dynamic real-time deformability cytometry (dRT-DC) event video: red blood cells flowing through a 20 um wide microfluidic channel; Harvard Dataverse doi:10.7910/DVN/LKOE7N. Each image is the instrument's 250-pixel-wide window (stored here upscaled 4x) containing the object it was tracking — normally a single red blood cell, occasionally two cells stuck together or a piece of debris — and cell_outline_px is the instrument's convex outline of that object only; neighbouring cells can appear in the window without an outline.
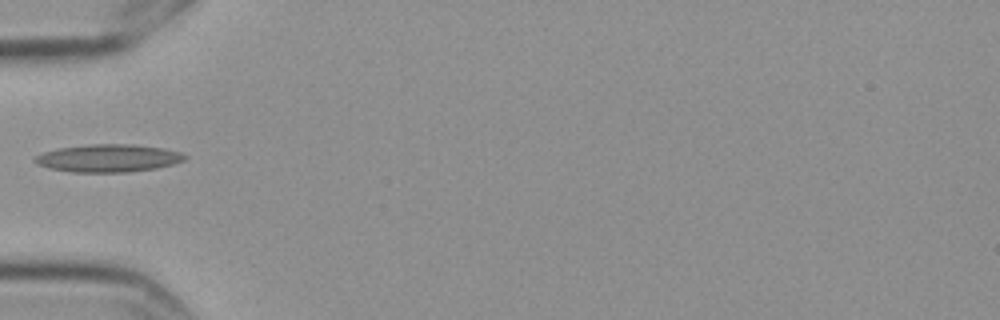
{"species": "Egyptian fruit bat (a non-hibernating species)", "species_latin": "Rousettus aegyptiacus", "temperature_condition": "cold", "stored_images_in_passage": 5, "camera_frame_rate_fps": 3000, "um_per_image_px": 0.085, "frame": {"image": 1, "passage_image": 5, "time_ms": 1.333, "image_size_px": [1000, 320], "cell_outline_px": [[188, 156], [184, 160], [172, 164], [156, 168], [128, 172], [72, 172], [48, 168], [36, 164], [32, 160], [36, 156], [44, 152], [60, 148], [92, 144], [132, 144], [164, 148], [180, 152]], "centroid_in_image_um": [9.2, 13.44], "position_along_channel_um": 75.8, "area_um2": 24.16}}